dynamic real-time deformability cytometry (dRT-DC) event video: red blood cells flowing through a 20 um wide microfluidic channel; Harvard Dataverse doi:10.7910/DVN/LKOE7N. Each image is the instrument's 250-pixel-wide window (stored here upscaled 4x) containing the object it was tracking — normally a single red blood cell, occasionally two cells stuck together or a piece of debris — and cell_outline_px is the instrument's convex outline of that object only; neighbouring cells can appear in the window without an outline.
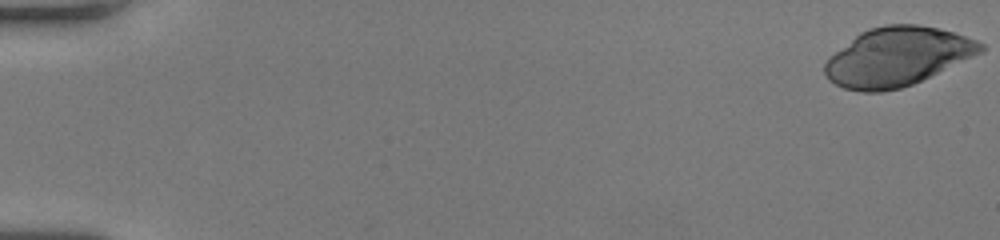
{"species": "human", "species_latin": "Homo sapiens", "temperature_condition": "room temperature", "stored_images_in_passage": 48, "camera_frame_rate_fps": 3000, "um_per_image_px": 0.085, "donor": {"sex": "female"}, "frame": {"image": 1, "passage_image": 1, "time_ms": 0.0, "image_size_px": [1000, 240], "cell_outline_px": [[984, 52], [912, 84], [900, 88], [880, 92], [860, 92], [844, 88], [828, 80], [824, 72], [824, 64], [836, 52], [860, 32], [868, 28], [884, 24], [916, 24], [940, 28], [976, 40], [984, 44]], "centroid_in_image_um": [76.28, 4.82], "position_along_channel_um": 8.7, "area_um2": 53.06}}